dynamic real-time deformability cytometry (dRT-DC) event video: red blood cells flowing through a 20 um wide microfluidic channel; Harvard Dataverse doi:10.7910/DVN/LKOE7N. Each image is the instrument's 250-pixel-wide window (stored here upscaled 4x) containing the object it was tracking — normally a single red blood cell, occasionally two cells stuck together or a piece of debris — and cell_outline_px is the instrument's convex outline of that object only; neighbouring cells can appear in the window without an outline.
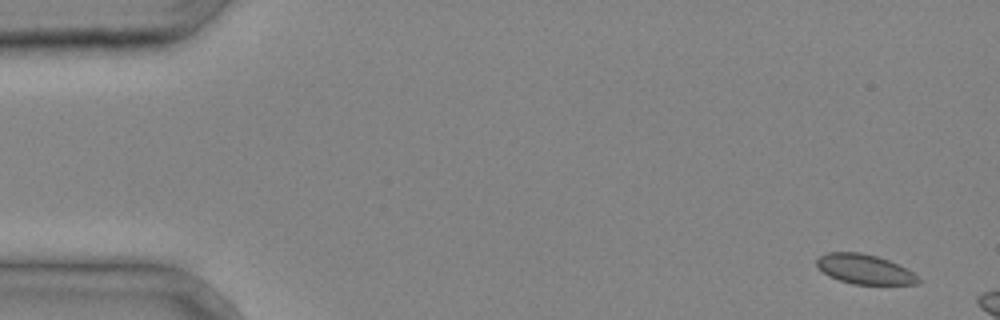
{"species": "common noctule bat (a hibernating species)", "species_latin": "Nyctalus noctula", "temperature_condition": "cold", "stored_images_in_passage": 3, "camera_frame_rate_fps": 3000, "um_per_image_px": 0.085, "animal": {"sex": "male", "body_mass_g": 20.4}, "frame": {"image": 1, "passage_image": 1, "time_ms": 0.0, "image_size_px": [1000, 320], "cell_outline_px": [[920, 284], [852, 284], [828, 276], [816, 264], [816, 260], [820, 256], [828, 252], [860, 252], [876, 256], [888, 260], [912, 272], [920, 280]], "centroid_in_image_um": [73.47, 22.88], "position_along_channel_um": 11.5, "area_um2": 17.28}}